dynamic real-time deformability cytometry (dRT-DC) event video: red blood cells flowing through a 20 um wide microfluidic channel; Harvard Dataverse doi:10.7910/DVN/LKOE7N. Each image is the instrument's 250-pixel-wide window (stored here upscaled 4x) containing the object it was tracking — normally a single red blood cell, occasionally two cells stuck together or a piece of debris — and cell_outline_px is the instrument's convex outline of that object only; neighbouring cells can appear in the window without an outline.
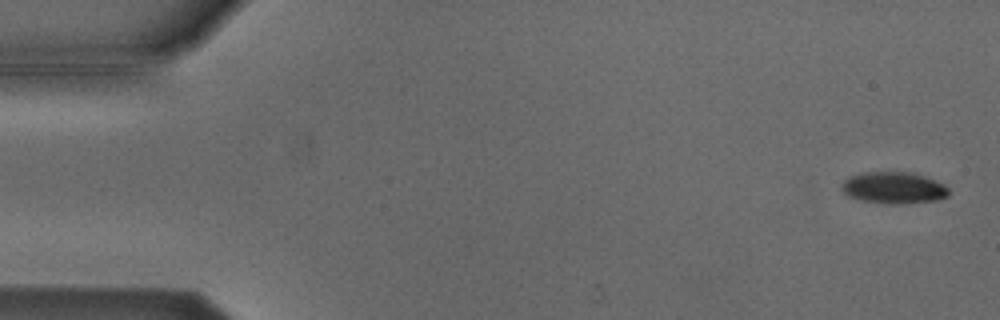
{"species": "Egyptian fruit bat (a non-hibernating species)", "species_latin": "Rousettus aegyptiacus", "temperature_condition": "cold", "stored_images_in_passage": 55, "camera_frame_rate_fps": 3000, "um_per_image_px": 0.085, "animal": {"sex": "male"}, "frame": {"image": 1, "passage_image": 2, "time_ms": 0.333, "image_size_px": [1000, 320], "cell_outline_px": [[948, 196], [940, 200], [900, 204], [884, 204], [860, 200], [848, 196], [840, 188], [840, 184], [848, 176], [860, 172], [912, 172], [924, 176], [944, 184], [948, 188]], "centroid_in_image_um": [75.93, 15.96], "position_along_channel_um": 9.1, "area_um2": 20.11}}
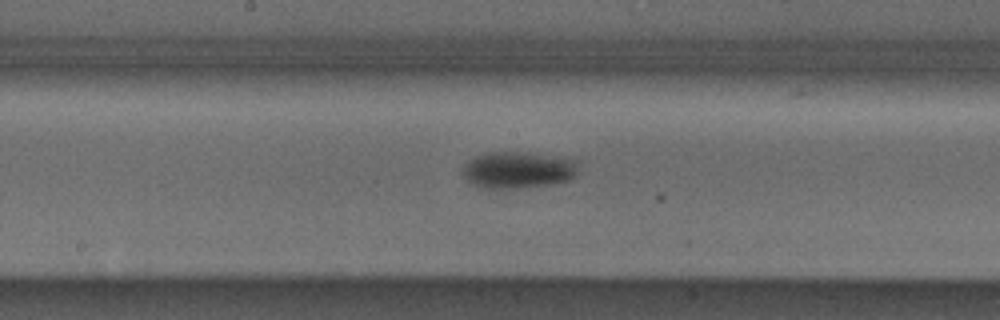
{"frame": {"image": 2, "passage_image": 28, "time_ms": 9.0, "image_size_px": [1000, 320], "cell_outline_px": [[576, 172], [572, 180], [552, 184], [516, 188], [480, 188], [472, 184], [460, 172], [464, 164], [468, 160], [484, 152], [520, 152], [572, 160]], "centroid_in_image_um": [43.91, 14.47], "position_along_channel_um": 204.3, "area_um2": 24.33}}
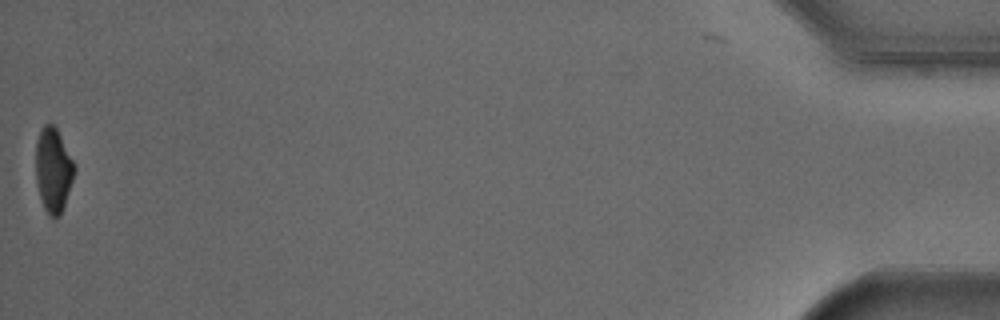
{"frame": {"image": 3, "passage_image": 54, "time_ms": 17.667, "image_size_px": [1000, 320], "cell_outline_px": [[76, 168], [64, 208], [60, 216], [52, 216], [44, 208], [40, 196], [36, 180], [36, 140], [40, 128], [44, 124], [52, 124], [56, 128]], "centroid_in_image_um": [4.52, 14.44], "position_along_channel_um": 430.7, "area_um2": 18.73}, "authors_computed_cell_mechanics": {"area_um2": 21.5016, "velocity_mm_per_s": 3.8037, "shape_relaxation_time_tau1_ms": 2.7856, "shape_relaxation_time_tau2_ms": null, "deformation_change_tau1": 0.108, "deformation_change_tau2": null}}